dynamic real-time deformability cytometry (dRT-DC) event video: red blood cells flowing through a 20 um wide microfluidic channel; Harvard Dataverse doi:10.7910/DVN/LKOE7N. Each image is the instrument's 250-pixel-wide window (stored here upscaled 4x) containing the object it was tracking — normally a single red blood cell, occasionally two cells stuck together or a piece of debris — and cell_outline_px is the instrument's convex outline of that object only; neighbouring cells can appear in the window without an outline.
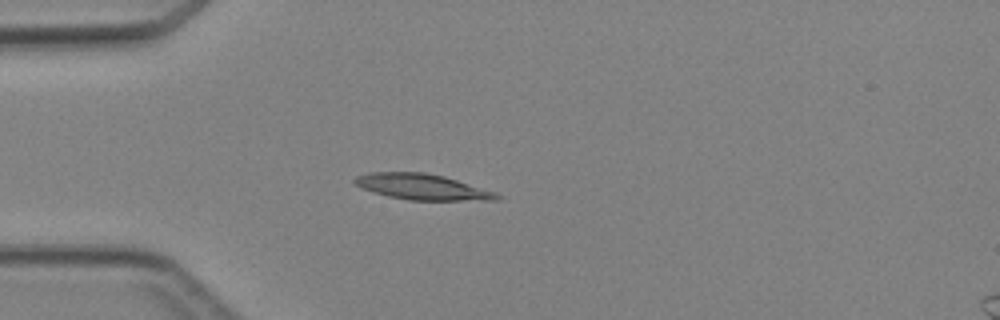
{"species": "Egyptian fruit bat (a non-hibernating species)", "species_latin": "Rousettus aegyptiacus", "temperature_condition": "cold", "stored_images_in_passage": 4, "camera_frame_rate_fps": 3000, "um_per_image_px": 0.085, "animal": {"sex": "female"}, "frame": {"image": 1, "passage_image": 4, "time_ms": 3.333, "image_size_px": [1000, 320], "cell_outline_px": [[504, 196], [500, 200], [408, 200], [388, 196], [372, 192], [360, 188], [352, 180], [356, 176], [368, 172], [424, 172], [444, 176], [496, 192]], "centroid_in_image_um": [35.89, 15.88], "position_along_channel_um": 49.1, "area_um2": 21.5}}